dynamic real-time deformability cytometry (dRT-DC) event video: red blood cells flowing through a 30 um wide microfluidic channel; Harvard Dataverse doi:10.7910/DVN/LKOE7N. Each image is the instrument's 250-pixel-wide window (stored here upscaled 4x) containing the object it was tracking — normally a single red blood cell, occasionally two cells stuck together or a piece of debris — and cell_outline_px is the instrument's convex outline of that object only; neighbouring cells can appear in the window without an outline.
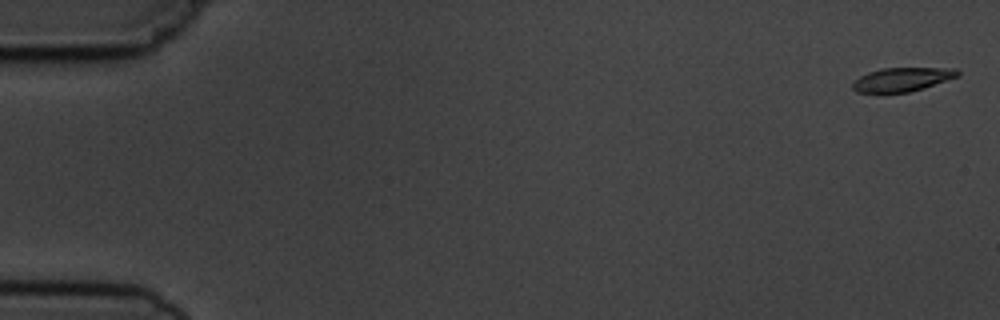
{"species": "common noctule bat (a hibernating species)", "species_latin": "Nyctalus noctula", "temperature_condition": "cold", "stored_images_in_passage": 6, "camera_frame_rate_fps": 3000, "um_per_image_px": 0.085, "animal": {"sex": "male", "body_mass_g": 19.5, "forearm_length_mm": 54.6}, "frame": {"image": 1, "passage_image": 1, "time_ms": 0.0, "image_size_px": [1000, 320], "cell_outline_px": [[960, 76], [924, 88], [908, 92], [856, 92], [852, 88], [852, 84], [860, 76], [868, 72], [880, 68], [956, 68], [960, 72]], "centroid_in_image_um": [76.72, 6.74], "position_along_channel_um": 8.3, "area_um2": 14.57}}
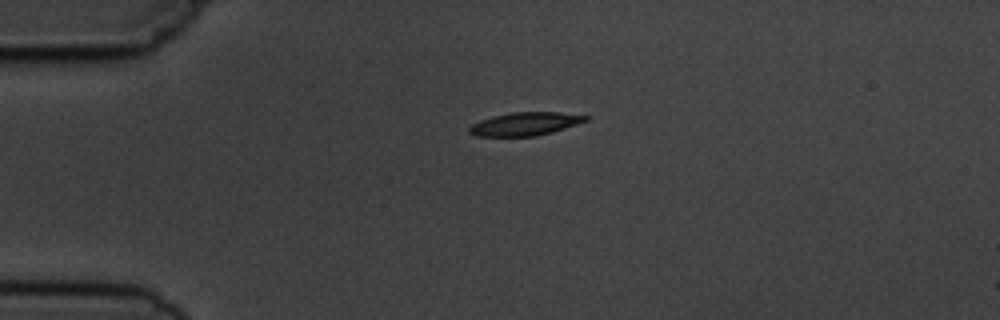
{"frame": {"image": 2, "passage_image": 4, "time_ms": 4.0, "image_size_px": [1000, 320], "cell_outline_px": [[588, 120], [552, 132], [536, 136], [476, 136], [468, 132], [468, 128], [472, 124], [480, 120], [492, 116], [512, 112], [560, 112], [588, 116]], "centroid_in_image_um": [44.6, 10.53], "position_along_channel_um": 40.4, "area_um2": 15.66}}
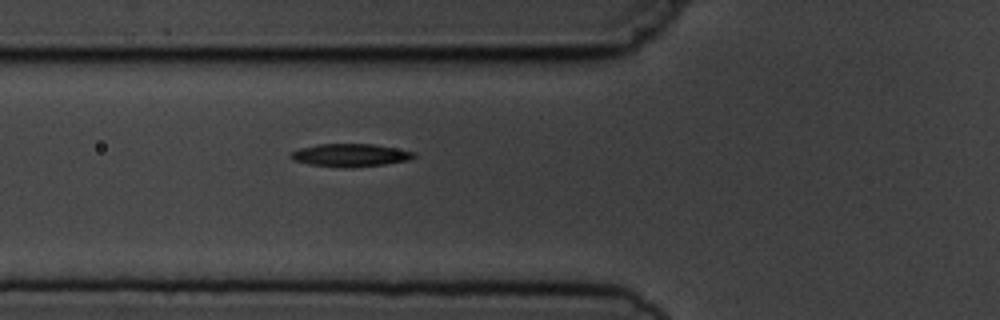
{"frame": {"image": 3, "passage_image": 6, "time_ms": 6.333, "image_size_px": [1000, 320], "cell_outline_px": [[416, 156], [408, 160], [384, 164], [352, 168], [348, 168], [308, 164], [292, 160], [288, 156], [292, 152], [300, 148], [316, 144], [372, 144], [396, 148], [416, 152]], "centroid_in_image_um": [29.76, 13.19], "position_along_channel_um": 96.0, "area_um2": 16.47}}